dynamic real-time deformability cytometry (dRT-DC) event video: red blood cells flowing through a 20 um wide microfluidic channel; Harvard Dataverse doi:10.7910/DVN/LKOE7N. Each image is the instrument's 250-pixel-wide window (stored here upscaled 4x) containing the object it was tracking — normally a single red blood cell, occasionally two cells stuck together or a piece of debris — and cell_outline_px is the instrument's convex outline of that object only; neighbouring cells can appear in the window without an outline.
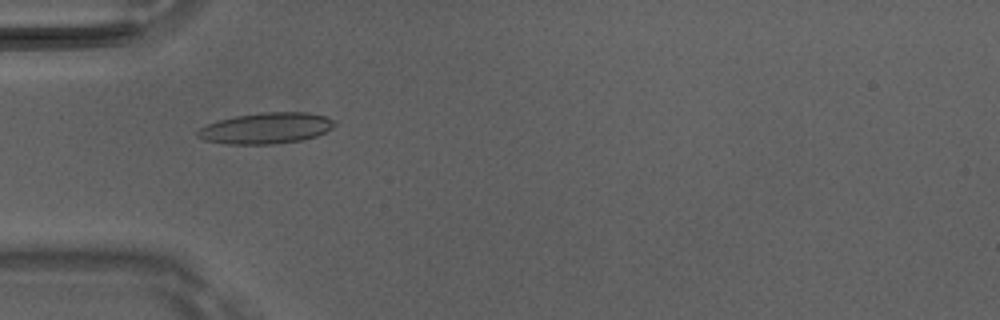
{"species": "Egyptian fruit bat (a non-hibernating species)", "species_latin": "Rousettus aegyptiacus", "temperature_condition": "room temperature", "stored_images_in_passage": 5, "camera_frame_rate_fps": 3000, "um_per_image_px": 0.085, "animal": {"sex": "male"}, "frame": {"image": 1, "passage_image": 5, "time_ms": 1.333, "image_size_px": [1000, 320], "cell_outline_px": [[336, 124], [332, 128], [316, 136], [300, 140], [272, 144], [228, 144], [204, 140], [196, 136], [196, 132], [200, 128], [208, 124], [220, 120], [236, 116], [264, 112], [308, 112], [324, 116], [332, 120]], "centroid_in_image_um": [22.6, 10.9], "position_along_channel_um": 62.4, "area_um2": 24.51}}